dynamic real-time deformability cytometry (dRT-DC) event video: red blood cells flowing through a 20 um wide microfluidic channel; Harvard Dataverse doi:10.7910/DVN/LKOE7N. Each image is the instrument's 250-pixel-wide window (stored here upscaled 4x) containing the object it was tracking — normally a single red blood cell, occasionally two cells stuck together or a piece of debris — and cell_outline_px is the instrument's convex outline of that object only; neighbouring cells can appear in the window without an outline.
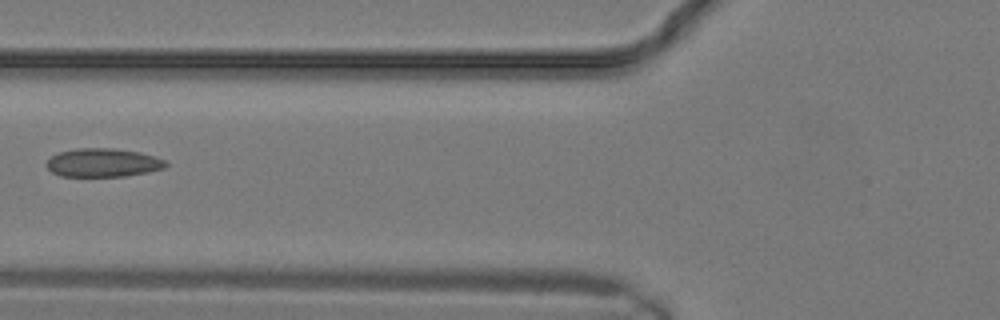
{"species": "common noctule bat (a hibernating species)", "species_latin": "Nyctalus noctula", "temperature_condition": "warm", "stored_images_in_passage": 15, "camera_frame_rate_fps": 3000, "um_per_image_px": 0.085, "animal": {"sex": "male", "body_mass_g": 19.2, "forearm_length_mm": 51.8}, "frame": {"image": 1, "passage_image": 11, "time_ms": 3.333, "image_size_px": [1000, 320], "cell_outline_px": [[168, 164], [164, 168], [148, 172], [124, 176], [60, 176], [52, 172], [44, 164], [52, 156], [60, 152], [76, 148], [112, 148], [140, 152], [164, 160]], "centroid_in_image_um": [8.73, 13.83], "position_along_channel_um": 117.1, "area_um2": 19.71}}
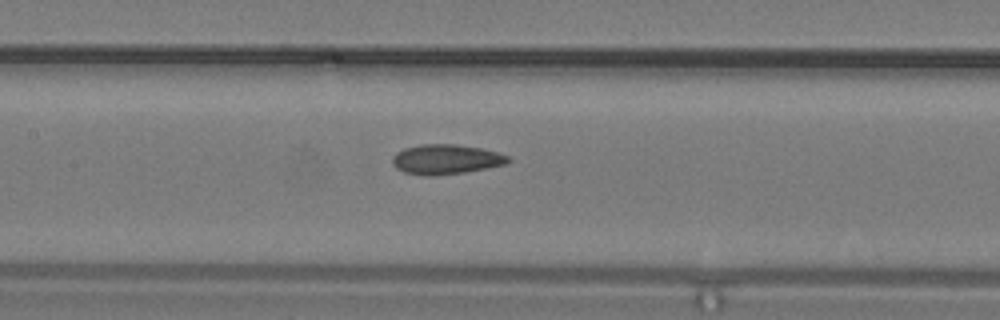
{"frame": {"image": 2, "passage_image": 13, "time_ms": 4.0, "image_size_px": [1000, 320], "cell_outline_px": [[512, 160], [508, 164], [488, 168], [464, 172], [432, 176], [424, 176], [404, 172], [396, 168], [392, 164], [392, 156], [396, 152], [404, 148], [420, 144], [456, 144], [480, 148], [496, 152], [508, 156]], "centroid_in_image_um": [37.89, 13.54], "position_along_channel_um": 169.5, "area_um2": 20.29}}
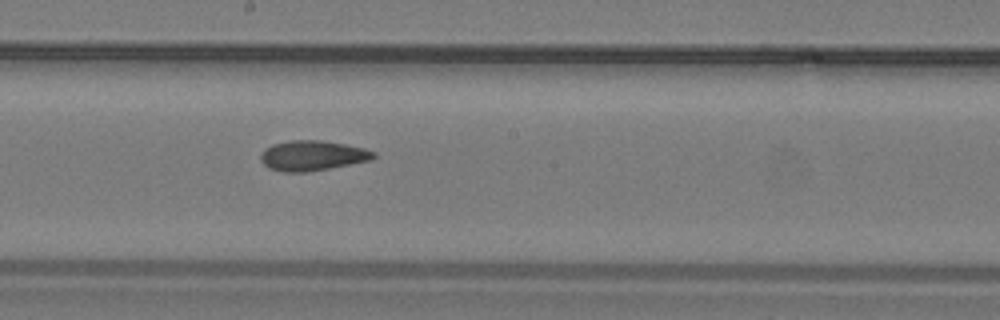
{"frame": {"image": 3, "passage_image": 15, "time_ms": 4.667, "image_size_px": [1000, 320], "cell_outline_px": [[376, 156], [372, 160], [328, 168], [304, 172], [284, 172], [268, 168], [260, 160], [260, 156], [264, 148], [272, 144], [288, 140], [320, 140], [344, 144], [364, 148], [376, 152]], "centroid_in_image_um": [26.53, 13.22], "position_along_channel_um": 221.7, "area_um2": 19.83}}